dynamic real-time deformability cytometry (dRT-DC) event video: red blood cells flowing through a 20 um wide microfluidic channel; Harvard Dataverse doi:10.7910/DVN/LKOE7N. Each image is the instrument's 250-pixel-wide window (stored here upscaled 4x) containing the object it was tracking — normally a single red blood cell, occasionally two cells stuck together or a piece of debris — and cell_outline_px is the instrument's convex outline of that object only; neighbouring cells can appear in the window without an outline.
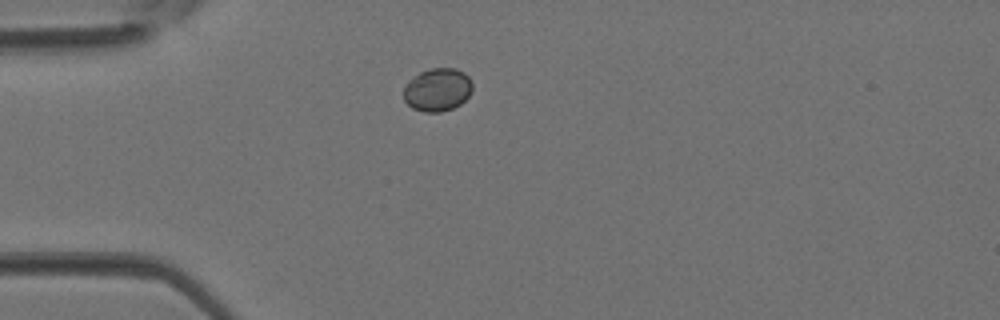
{"species": "Egyptian fruit bat (a non-hibernating species)", "species_latin": "Rousettus aegyptiacus", "temperature_condition": "room temperature", "stored_images_in_passage": 6, "camera_frame_rate_fps": 3000, "um_per_image_px": 0.085, "animal": {"sex": "female"}, "frame": {"image": 1, "passage_image": 5, "time_ms": 1.333, "image_size_px": [1000, 320], "cell_outline_px": [[472, 92], [460, 104], [452, 108], [440, 112], [424, 112], [412, 108], [404, 100], [404, 88], [408, 80], [420, 72], [432, 68], [456, 68], [464, 72], [468, 76], [472, 84]], "centroid_in_image_um": [37.18, 7.62], "position_along_channel_um": 47.8, "area_um2": 17.28}}
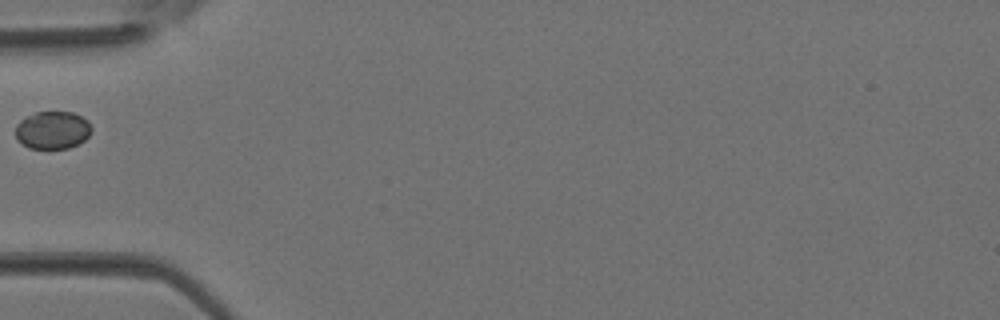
{"frame": {"image": 2, "passage_image": 6, "time_ms": 1.667, "image_size_px": [1000, 320], "cell_outline_px": [[92, 132], [84, 140], [68, 148], [28, 148], [16, 140], [16, 124], [20, 120], [36, 112], [72, 112], [88, 120], [92, 128]], "centroid_in_image_um": [4.46, 11.06], "position_along_channel_um": 80.5, "area_um2": 16.7}}